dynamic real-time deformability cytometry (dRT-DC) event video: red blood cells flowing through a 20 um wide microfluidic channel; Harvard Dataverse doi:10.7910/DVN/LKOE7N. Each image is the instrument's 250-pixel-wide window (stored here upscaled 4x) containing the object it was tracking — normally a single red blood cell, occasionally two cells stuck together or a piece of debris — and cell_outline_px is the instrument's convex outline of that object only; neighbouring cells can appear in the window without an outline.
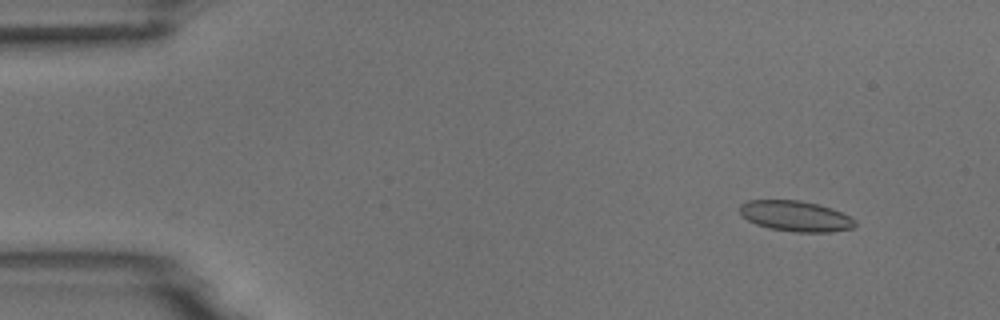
{"species": "common noctule bat (a hibernating species)", "species_latin": "Nyctalus noctula", "temperature_condition": "room temperature", "stored_images_in_passage": 5, "camera_frame_rate_fps": 3000, "um_per_image_px": 0.085, "animal": {"sex": "male", "body_mass_g": 18.8}, "frame": {"image": 1, "passage_image": 2, "time_ms": 1.333, "image_size_px": [1000, 320], "cell_outline_px": [[856, 224], [852, 228], [832, 232], [796, 232], [768, 228], [756, 224], [748, 220], [740, 212], [740, 204], [748, 200], [800, 200], [832, 208], [856, 220]], "centroid_in_image_um": [67.62, 18.37], "position_along_channel_um": 17.4, "area_um2": 20.46}}
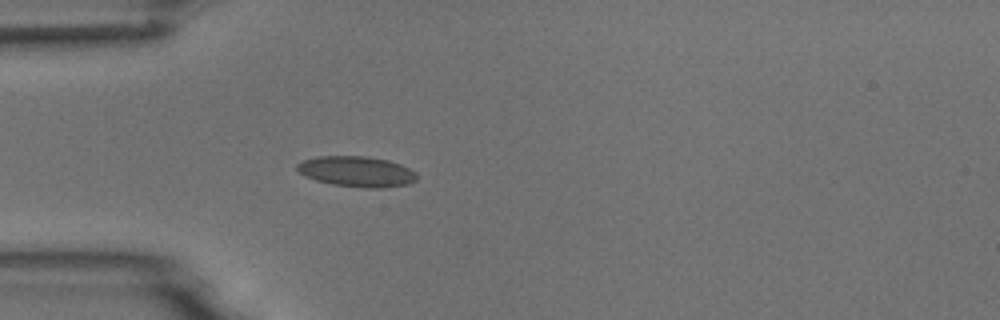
{"frame": {"image": 2, "passage_image": 5, "time_ms": 4.667, "image_size_px": [1000, 320], "cell_outline_px": [[416, 180], [408, 184], [384, 188], [364, 188], [332, 184], [316, 180], [304, 176], [296, 168], [296, 164], [304, 160], [316, 156], [368, 156], [388, 160], [400, 164], [416, 172]], "centroid_in_image_um": [30.31, 14.58], "position_along_channel_um": 54.7, "area_um2": 21.39}}